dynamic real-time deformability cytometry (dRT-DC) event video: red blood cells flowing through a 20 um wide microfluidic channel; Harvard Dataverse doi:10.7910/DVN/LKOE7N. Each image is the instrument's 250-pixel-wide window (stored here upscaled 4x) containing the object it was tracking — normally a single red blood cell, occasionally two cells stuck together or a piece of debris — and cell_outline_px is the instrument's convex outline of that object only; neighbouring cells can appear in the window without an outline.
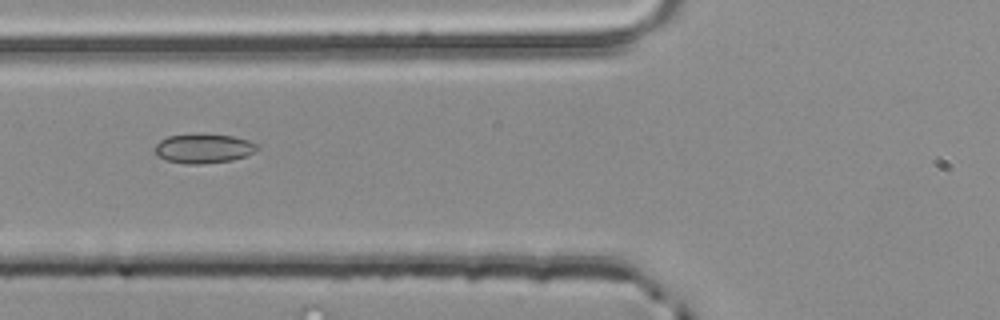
{"species": "common noctule bat (a hibernating species)", "species_latin": "Nyctalus noctula", "temperature_condition": "room temperature", "stored_images_in_passage": 5, "segment_of_instrument_passage": [2, 2], "camera_frame_rate_fps": 3000, "um_per_image_px": 0.085, "animal": {"sex": "male", "body_mass_g": 20.4}, "frame": {"image": 1, "passage_image": 5, "time_ms": 1.333, "image_size_px": [1000, 320], "cell_outline_px": [[260, 148], [244, 156], [232, 160], [204, 164], [184, 164], [168, 160], [156, 156], [152, 152], [152, 148], [160, 140], [168, 136], [204, 132], [232, 136], [248, 140], [256, 144]], "centroid_in_image_um": [17.23, 12.6], "position_along_channel_um": 108.6, "area_um2": 17.98}}